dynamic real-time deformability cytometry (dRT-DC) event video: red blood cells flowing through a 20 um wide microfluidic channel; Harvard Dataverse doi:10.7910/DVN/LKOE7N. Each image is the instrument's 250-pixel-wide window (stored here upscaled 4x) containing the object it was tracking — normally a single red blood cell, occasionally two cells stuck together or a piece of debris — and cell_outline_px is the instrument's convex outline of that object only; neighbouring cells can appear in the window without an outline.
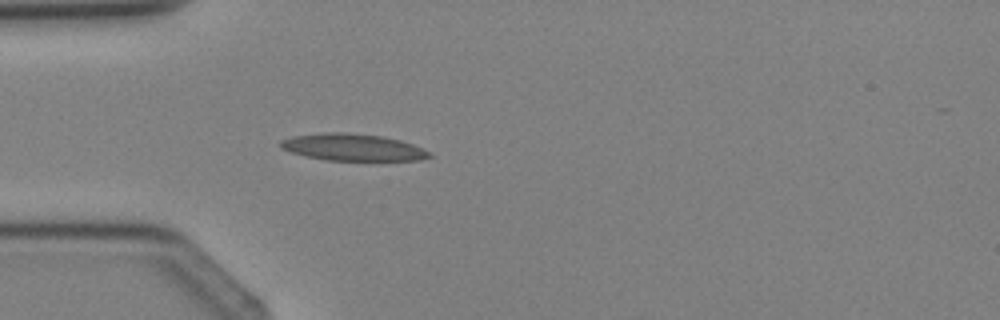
{"species": "Egyptian fruit bat (a non-hibernating species)", "species_latin": "Rousettus aegyptiacus", "temperature_condition": "cold", "stored_images_in_passage": 3, "camera_frame_rate_fps": 3000, "um_per_image_px": 0.085, "animal": {"sex": "female"}, "frame": {"image": 1, "passage_image": 3, "time_ms": 2.333, "image_size_px": [1000, 320], "cell_outline_px": [[432, 156], [420, 160], [324, 160], [304, 156], [280, 148], [280, 140], [292, 136], [324, 132], [344, 132], [380, 136], [400, 140], [412, 144], [428, 152]], "centroid_in_image_um": [29.92, 12.52], "position_along_channel_um": 55.1, "area_um2": 23.18}}